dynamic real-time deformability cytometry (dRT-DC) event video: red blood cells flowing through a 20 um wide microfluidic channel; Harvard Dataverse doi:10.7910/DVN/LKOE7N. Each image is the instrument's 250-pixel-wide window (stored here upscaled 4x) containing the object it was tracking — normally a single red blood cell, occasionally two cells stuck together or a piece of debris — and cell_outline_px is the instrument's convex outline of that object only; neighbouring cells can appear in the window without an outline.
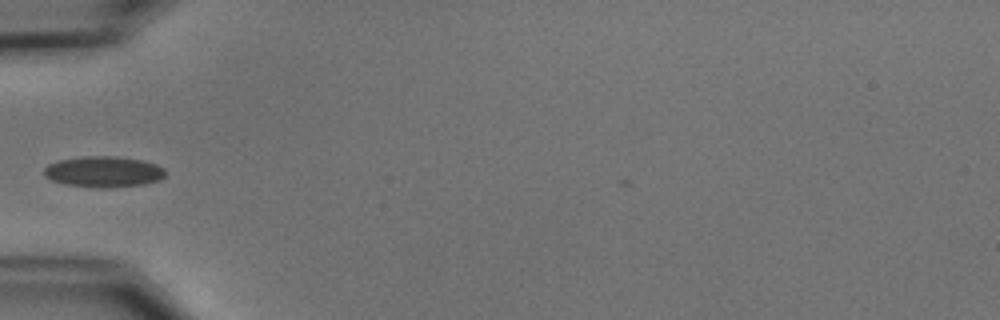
{"species": "common noctule bat (a hibernating species)", "species_latin": "Nyctalus noctula", "temperature_condition": "cold", "stored_images_in_passage": 30, "camera_frame_rate_fps": 3000, "um_per_image_px": 0.085, "animal": {"sex": "male", "body_mass_g": 15.6}, "frame": {"image": 1, "passage_image": 1, "time_ms": 0.0, "image_size_px": [1000, 320], "cell_outline_px": [[164, 176], [160, 180], [144, 184], [104, 188], [64, 184], [52, 180], [44, 176], [44, 168], [48, 164], [60, 160], [84, 156], [116, 156], [144, 160], [156, 164], [164, 168]], "centroid_in_image_um": [8.81, 14.59], "position_along_channel_um": 76.2, "area_um2": 21.85}}
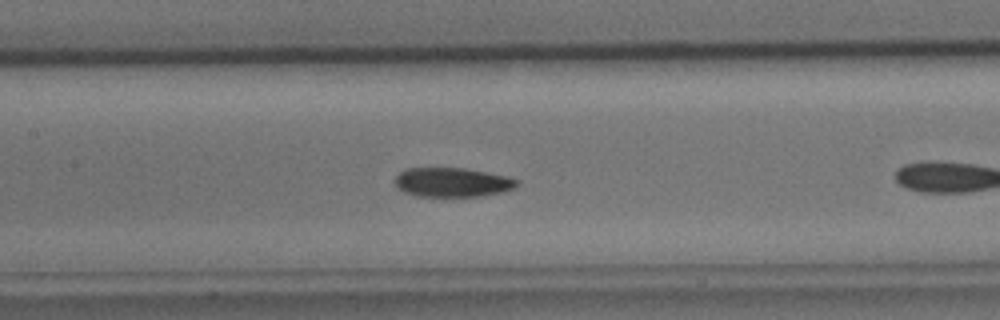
{"frame": {"image": 2, "passage_image": 5, "time_ms": 1.333, "image_size_px": [1000, 320], "cell_outline_px": [[520, 184], [516, 188], [504, 192], [480, 196], [416, 196], [404, 192], [396, 184], [396, 176], [404, 168], [464, 168], [512, 176], [520, 180]], "centroid_in_image_um": [38.55, 15.49], "position_along_channel_um": 168.9, "area_um2": 21.1}}
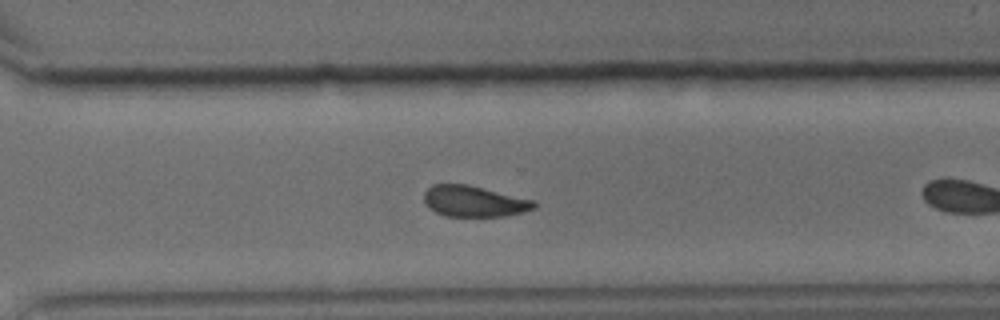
{"frame": {"image": 3, "passage_image": 18, "time_ms": 5.667, "image_size_px": [1000, 320], "cell_outline_px": [[536, 208], [524, 212], [504, 216], [444, 216], [428, 208], [424, 204], [424, 192], [432, 184], [468, 184], [536, 200]], "centroid_in_image_um": [40.3, 17.1], "position_along_channel_um": 330.3, "area_um2": 20.17}}